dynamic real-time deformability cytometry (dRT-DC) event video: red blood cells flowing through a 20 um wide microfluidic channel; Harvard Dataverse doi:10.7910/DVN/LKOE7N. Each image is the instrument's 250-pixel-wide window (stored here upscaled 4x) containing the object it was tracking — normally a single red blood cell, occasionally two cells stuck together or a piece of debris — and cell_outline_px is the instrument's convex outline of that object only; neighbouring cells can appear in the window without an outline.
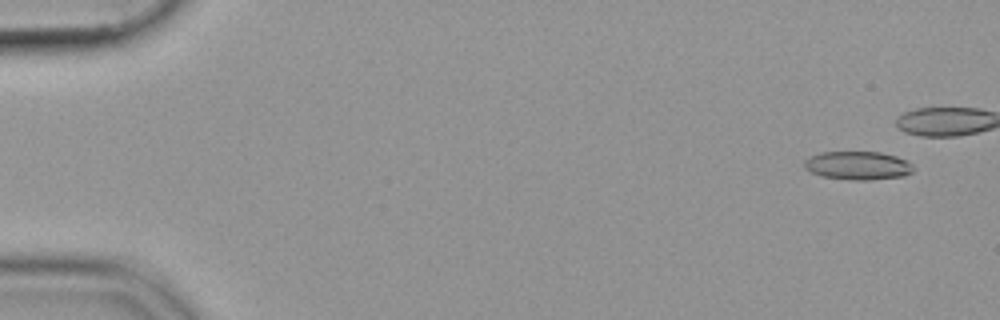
{"species": "common noctule bat (a hibernating species)", "species_latin": "Nyctalus noctula", "temperature_condition": "cold", "stored_images_in_passage": 45, "segment_of_instrument_passage": [1, 2], "camera_frame_rate_fps": 3000, "um_per_image_px": 0.085, "animal": {"sex": "female", "body_mass_g": 19.9}, "frame": {"image": 1, "passage_image": 4, "time_ms": 1.0, "image_size_px": [1000, 320], "cell_outline_px": [[912, 172], [904, 176], [868, 180], [856, 180], [820, 176], [804, 168], [804, 160], [820, 152], [880, 152], [896, 156], [912, 164]], "centroid_in_image_um": [72.9, 14.07], "position_along_channel_um": 12.1, "area_um2": 17.92}}
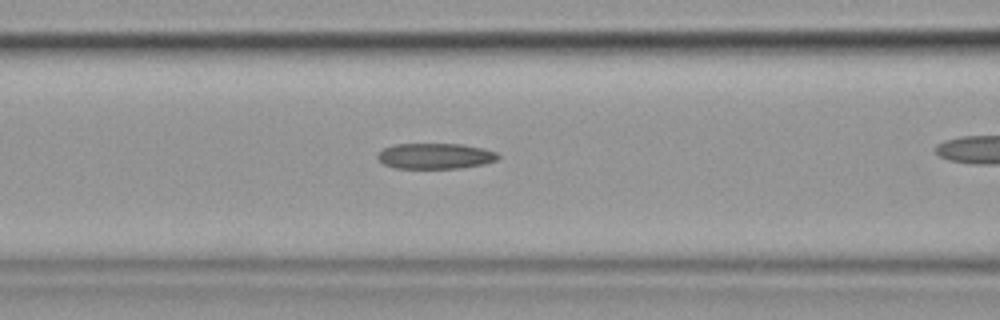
{"frame": {"image": 2, "passage_image": 24, "time_ms": 7.667, "image_size_px": [1000, 320], "cell_outline_px": [[500, 156], [496, 160], [484, 164], [460, 168], [392, 168], [384, 164], [376, 156], [376, 152], [392, 144], [464, 144], [484, 148], [496, 152]], "centroid_in_image_um": [36.97, 13.25], "position_along_channel_um": 129.6, "area_um2": 18.21}}
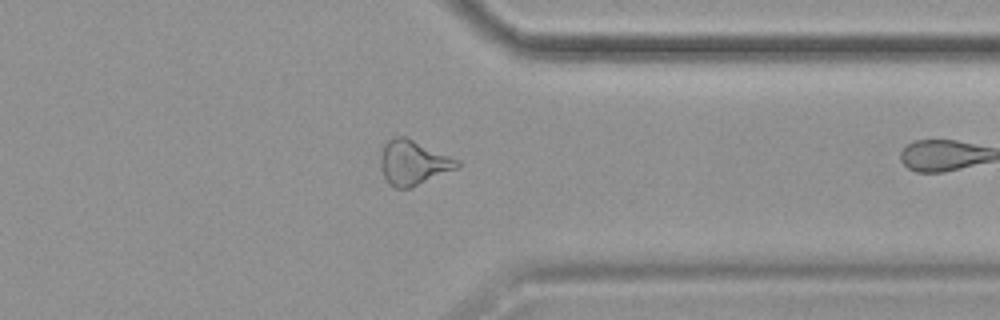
{"frame": {"image": 3, "passage_image": 44, "time_ms": 14.333, "image_size_px": [1000, 320], "cell_outline_px": [[460, 164], [456, 168], [408, 188], [396, 188], [388, 184], [380, 168], [380, 156], [384, 144], [388, 140], [396, 136], [404, 136], [460, 160]], "centroid_in_image_um": [35.08, 13.81], "position_along_channel_um": 376.3, "area_um2": 19.59}}